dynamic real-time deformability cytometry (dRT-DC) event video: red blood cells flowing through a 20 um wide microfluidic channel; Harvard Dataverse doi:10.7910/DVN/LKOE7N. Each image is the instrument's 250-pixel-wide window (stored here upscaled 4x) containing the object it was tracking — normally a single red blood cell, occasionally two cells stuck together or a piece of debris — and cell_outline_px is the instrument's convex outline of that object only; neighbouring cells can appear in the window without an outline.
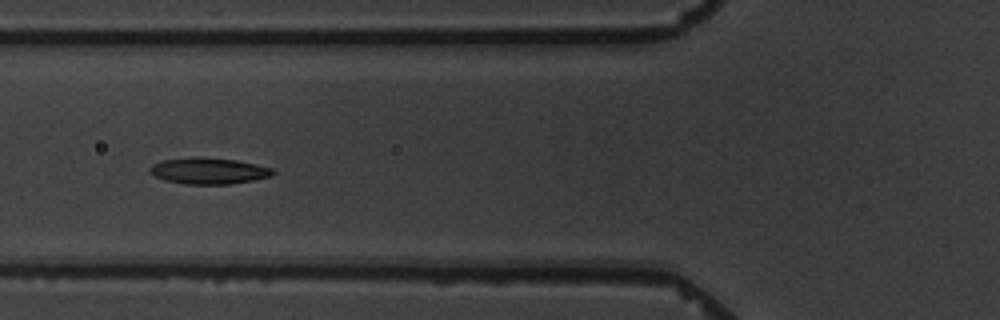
{"species": "common noctule bat (a hibernating species)", "species_latin": "Nyctalus noctula", "temperature_condition": "warm", "stored_images_in_passage": 8, "camera_frame_rate_fps": 3000, "um_per_image_px": 0.085, "animal": {"sex": "male", "body_mass_g": 19.5, "forearm_length_mm": 54.6}, "frame": {"image": 1, "passage_image": 7, "time_ms": 7.0, "image_size_px": [1000, 320], "cell_outline_px": [[276, 172], [272, 176], [252, 180], [228, 184], [184, 184], [164, 180], [148, 172], [152, 164], [160, 160], [196, 156], [200, 156], [236, 160], [256, 164], [272, 168]], "centroid_in_image_um": [17.71, 14.51], "position_along_channel_um": 108.1, "area_um2": 19.02}}
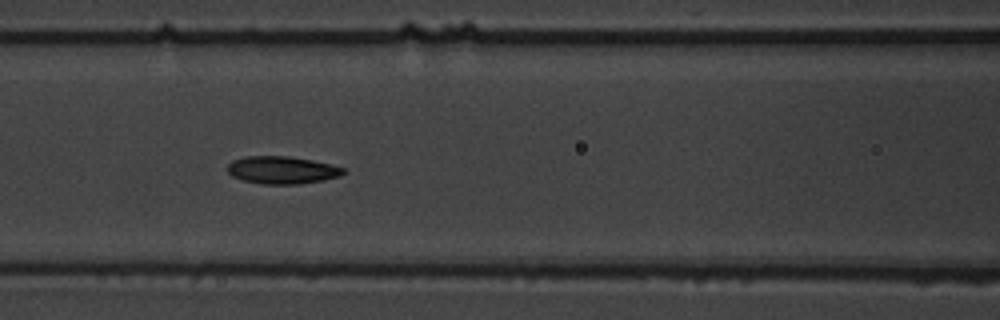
{"frame": {"image": 2, "passage_image": 8, "time_ms": 8.0, "image_size_px": [1000, 320], "cell_outline_px": [[348, 172], [340, 176], [324, 180], [296, 184], [264, 184], [244, 180], [232, 176], [228, 172], [228, 164], [232, 160], [244, 156], [288, 156], [312, 160], [344, 168]], "centroid_in_image_um": [23.98, 14.45], "position_along_channel_um": 142.6, "area_um2": 18.55}}